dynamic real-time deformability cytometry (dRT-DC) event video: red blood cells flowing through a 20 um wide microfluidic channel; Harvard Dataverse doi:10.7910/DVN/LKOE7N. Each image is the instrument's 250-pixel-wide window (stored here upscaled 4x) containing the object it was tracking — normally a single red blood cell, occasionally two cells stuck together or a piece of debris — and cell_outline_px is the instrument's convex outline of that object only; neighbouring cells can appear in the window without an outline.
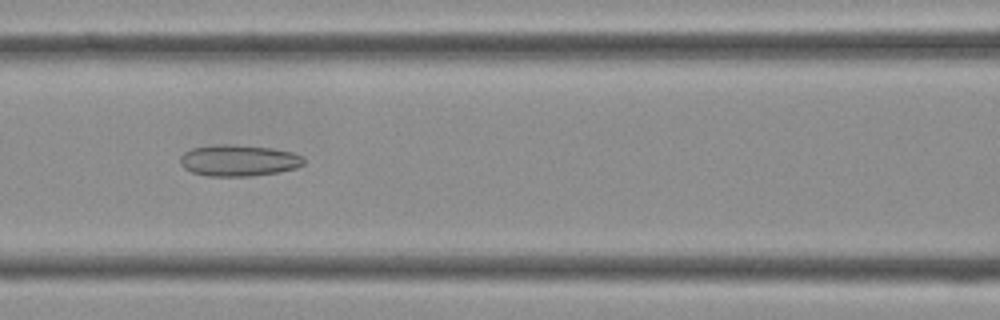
{"species": "Egyptian fruit bat (a non-hibernating species)", "species_latin": "Rousettus aegyptiacus", "temperature_condition": "cold", "stored_images_in_passage": 40, "camera_frame_rate_fps": 3000, "um_per_image_px": 0.085, "frame": {"image": 1, "passage_image": 17, "time_ms": 5.333, "image_size_px": [1000, 320], "cell_outline_px": [[304, 164], [296, 168], [276, 172], [252, 176], [208, 176], [192, 172], [184, 168], [180, 164], [180, 156], [184, 152], [192, 148], [216, 144], [232, 144], [272, 148], [292, 152], [304, 156]], "centroid_in_image_um": [20.28, 13.63], "position_along_channel_um": 146.3, "area_um2": 22.72}}
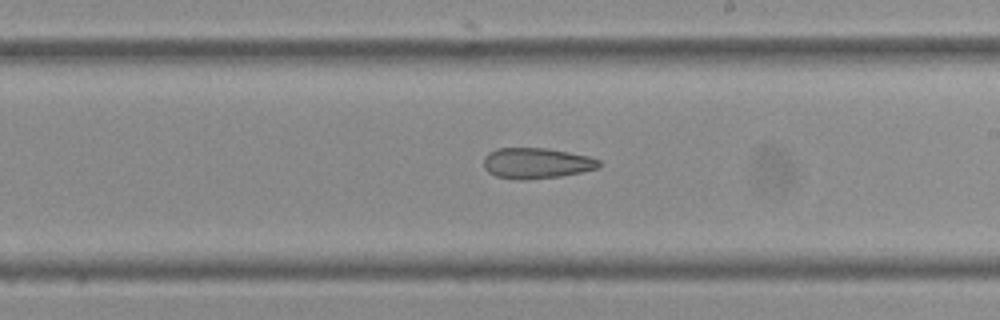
{"frame": {"image": 2, "passage_image": 23, "time_ms": 7.333, "image_size_px": [1000, 320], "cell_outline_px": [[600, 164], [596, 168], [580, 172], [560, 176], [524, 180], [516, 180], [496, 176], [488, 172], [484, 168], [484, 156], [488, 152], [496, 148], [548, 148], [588, 156], [600, 160]], "centroid_in_image_um": [45.55, 13.87], "position_along_channel_um": 243.5, "area_um2": 20.63}}
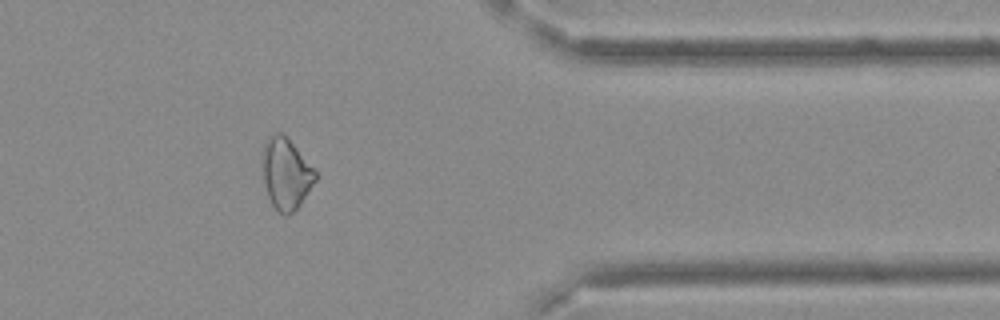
{"frame": {"image": 3, "passage_image": 33, "time_ms": 10.667, "image_size_px": [1000, 320], "cell_outline_px": [[316, 180], [300, 204], [288, 216], [284, 216], [272, 204], [268, 196], [264, 184], [260, 164], [264, 140], [268, 136], [276, 132], [280, 132], [296, 148], [316, 172]], "centroid_in_image_um": [24.25, 14.75], "position_along_channel_um": 387.2, "area_um2": 21.91}}